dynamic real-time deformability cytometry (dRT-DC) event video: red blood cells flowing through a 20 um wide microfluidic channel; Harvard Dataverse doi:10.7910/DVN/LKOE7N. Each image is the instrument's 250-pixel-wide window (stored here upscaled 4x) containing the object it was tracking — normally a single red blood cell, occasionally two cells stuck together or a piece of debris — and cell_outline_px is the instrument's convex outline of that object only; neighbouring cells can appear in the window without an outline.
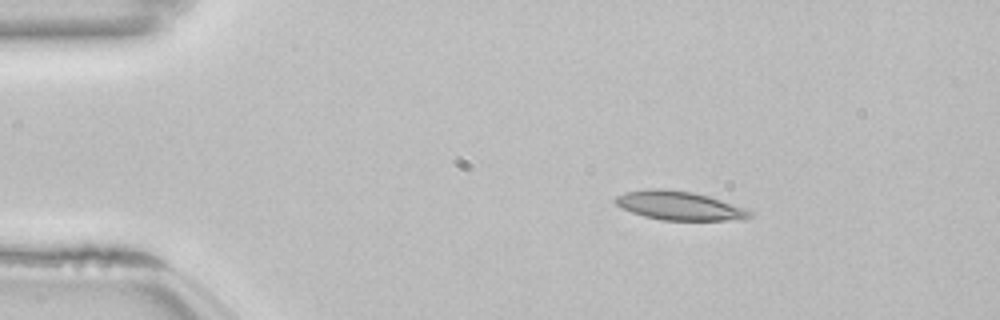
{"species": "common noctule bat (a hibernating species)", "species_latin": "Nyctalus noctula", "temperature_condition": "room temperature", "stored_images_in_passage": 17, "camera_frame_rate_fps": 3000, "um_per_image_px": 0.085, "animal": {"sex": "female", "body_mass_g": 22.7, "forearm_length_mm": 54.2}, "frame": {"image": 1, "passage_image": 8, "time_ms": 2.333, "image_size_px": [1000, 320], "cell_outline_px": [[752, 216], [744, 220], [660, 220], [644, 216], [620, 208], [612, 200], [616, 196], [628, 192], [656, 188], [664, 188], [692, 192], [708, 196], [744, 208], [752, 212]], "centroid_in_image_um": [57.73, 17.49], "position_along_channel_um": 27.3, "area_um2": 22.48}}